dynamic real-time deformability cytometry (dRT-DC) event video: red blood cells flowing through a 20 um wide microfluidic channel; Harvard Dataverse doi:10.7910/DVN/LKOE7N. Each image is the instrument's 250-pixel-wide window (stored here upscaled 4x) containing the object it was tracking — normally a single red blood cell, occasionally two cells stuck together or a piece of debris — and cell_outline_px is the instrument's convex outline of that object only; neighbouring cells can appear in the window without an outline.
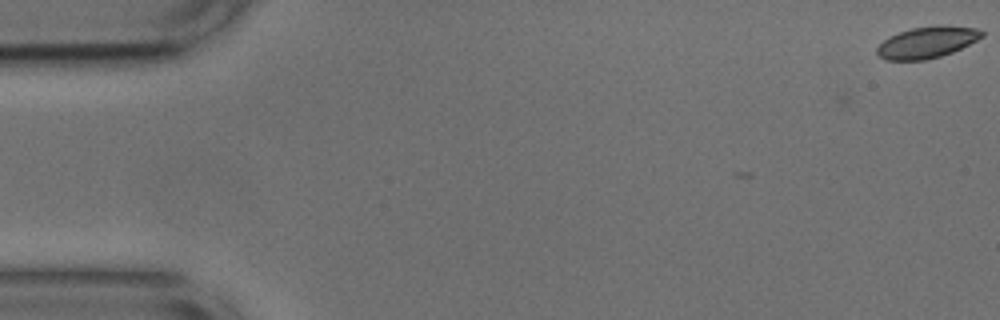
{"species": "common noctule bat (a hibernating species)", "species_latin": "Nyctalus noctula", "temperature_condition": "cold", "stored_images_in_passage": 10, "camera_frame_rate_fps": 3000, "um_per_image_px": 0.085, "animal": {"sex": "male", "body_mass_g": 17.9, "forearm_length_mm": 54.2}, "frame": {"image": 1, "passage_image": 1, "time_ms": 0.0, "image_size_px": [1000, 320], "cell_outline_px": [[984, 36], [952, 52], [940, 56], [924, 60], [888, 60], [880, 56], [876, 52], [876, 48], [888, 36], [912, 28], [940, 24], [976, 28], [984, 32]], "centroid_in_image_um": [78.8, 3.58], "position_along_channel_um": 6.2, "area_um2": 19.13}}